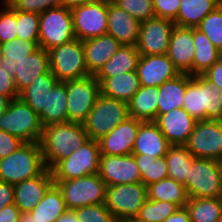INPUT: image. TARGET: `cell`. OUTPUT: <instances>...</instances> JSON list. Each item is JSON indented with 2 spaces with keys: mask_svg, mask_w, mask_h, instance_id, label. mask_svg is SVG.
Returning <instances> with one entry per match:
<instances>
[{
  "mask_svg": "<svg viewBox=\"0 0 222 222\" xmlns=\"http://www.w3.org/2000/svg\"><path fill=\"white\" fill-rule=\"evenodd\" d=\"M88 140V134L81 123L65 122L44 126L39 143L46 168L51 169L61 159L71 156Z\"/></svg>",
  "mask_w": 222,
  "mask_h": 222,
  "instance_id": "cell-1",
  "label": "cell"
},
{
  "mask_svg": "<svg viewBox=\"0 0 222 222\" xmlns=\"http://www.w3.org/2000/svg\"><path fill=\"white\" fill-rule=\"evenodd\" d=\"M183 109L196 121H222V91L202 75L192 76L187 82Z\"/></svg>",
  "mask_w": 222,
  "mask_h": 222,
  "instance_id": "cell-2",
  "label": "cell"
},
{
  "mask_svg": "<svg viewBox=\"0 0 222 222\" xmlns=\"http://www.w3.org/2000/svg\"><path fill=\"white\" fill-rule=\"evenodd\" d=\"M45 169L40 143H24L0 159V180L15 185L40 175Z\"/></svg>",
  "mask_w": 222,
  "mask_h": 222,
  "instance_id": "cell-3",
  "label": "cell"
},
{
  "mask_svg": "<svg viewBox=\"0 0 222 222\" xmlns=\"http://www.w3.org/2000/svg\"><path fill=\"white\" fill-rule=\"evenodd\" d=\"M128 117V103L100 94L82 124L89 139L98 141Z\"/></svg>",
  "mask_w": 222,
  "mask_h": 222,
  "instance_id": "cell-4",
  "label": "cell"
},
{
  "mask_svg": "<svg viewBox=\"0 0 222 222\" xmlns=\"http://www.w3.org/2000/svg\"><path fill=\"white\" fill-rule=\"evenodd\" d=\"M0 130L16 136L24 143H39L43 126L39 115L20 98L13 99L0 116Z\"/></svg>",
  "mask_w": 222,
  "mask_h": 222,
  "instance_id": "cell-5",
  "label": "cell"
},
{
  "mask_svg": "<svg viewBox=\"0 0 222 222\" xmlns=\"http://www.w3.org/2000/svg\"><path fill=\"white\" fill-rule=\"evenodd\" d=\"M184 187L189 198L222 197V170L219 161L194 158Z\"/></svg>",
  "mask_w": 222,
  "mask_h": 222,
  "instance_id": "cell-6",
  "label": "cell"
},
{
  "mask_svg": "<svg viewBox=\"0 0 222 222\" xmlns=\"http://www.w3.org/2000/svg\"><path fill=\"white\" fill-rule=\"evenodd\" d=\"M50 71L59 82L90 76L83 42L77 38L48 50Z\"/></svg>",
  "mask_w": 222,
  "mask_h": 222,
  "instance_id": "cell-7",
  "label": "cell"
},
{
  "mask_svg": "<svg viewBox=\"0 0 222 222\" xmlns=\"http://www.w3.org/2000/svg\"><path fill=\"white\" fill-rule=\"evenodd\" d=\"M100 150L97 140L89 139L71 156L58 161L50 170L54 181L72 180L99 171Z\"/></svg>",
  "mask_w": 222,
  "mask_h": 222,
  "instance_id": "cell-8",
  "label": "cell"
},
{
  "mask_svg": "<svg viewBox=\"0 0 222 222\" xmlns=\"http://www.w3.org/2000/svg\"><path fill=\"white\" fill-rule=\"evenodd\" d=\"M54 183L61 190L67 209L105 203L107 186L98 173Z\"/></svg>",
  "mask_w": 222,
  "mask_h": 222,
  "instance_id": "cell-9",
  "label": "cell"
},
{
  "mask_svg": "<svg viewBox=\"0 0 222 222\" xmlns=\"http://www.w3.org/2000/svg\"><path fill=\"white\" fill-rule=\"evenodd\" d=\"M74 38L71 9L57 7L39 14V47L48 51Z\"/></svg>",
  "mask_w": 222,
  "mask_h": 222,
  "instance_id": "cell-10",
  "label": "cell"
},
{
  "mask_svg": "<svg viewBox=\"0 0 222 222\" xmlns=\"http://www.w3.org/2000/svg\"><path fill=\"white\" fill-rule=\"evenodd\" d=\"M148 199L142 182L106 187L105 205L115 218H135Z\"/></svg>",
  "mask_w": 222,
  "mask_h": 222,
  "instance_id": "cell-11",
  "label": "cell"
},
{
  "mask_svg": "<svg viewBox=\"0 0 222 222\" xmlns=\"http://www.w3.org/2000/svg\"><path fill=\"white\" fill-rule=\"evenodd\" d=\"M64 83L67 91L68 122L82 124L100 95V84L94 75Z\"/></svg>",
  "mask_w": 222,
  "mask_h": 222,
  "instance_id": "cell-12",
  "label": "cell"
},
{
  "mask_svg": "<svg viewBox=\"0 0 222 222\" xmlns=\"http://www.w3.org/2000/svg\"><path fill=\"white\" fill-rule=\"evenodd\" d=\"M185 146L195 158L219 161L222 157V121H197Z\"/></svg>",
  "mask_w": 222,
  "mask_h": 222,
  "instance_id": "cell-13",
  "label": "cell"
},
{
  "mask_svg": "<svg viewBox=\"0 0 222 222\" xmlns=\"http://www.w3.org/2000/svg\"><path fill=\"white\" fill-rule=\"evenodd\" d=\"M73 30L80 41L107 34V0H97L71 9Z\"/></svg>",
  "mask_w": 222,
  "mask_h": 222,
  "instance_id": "cell-14",
  "label": "cell"
},
{
  "mask_svg": "<svg viewBox=\"0 0 222 222\" xmlns=\"http://www.w3.org/2000/svg\"><path fill=\"white\" fill-rule=\"evenodd\" d=\"M175 23L166 18H152L141 22L137 50L140 55H165Z\"/></svg>",
  "mask_w": 222,
  "mask_h": 222,
  "instance_id": "cell-15",
  "label": "cell"
},
{
  "mask_svg": "<svg viewBox=\"0 0 222 222\" xmlns=\"http://www.w3.org/2000/svg\"><path fill=\"white\" fill-rule=\"evenodd\" d=\"M98 174L106 186L141 182V174L133 154L100 155Z\"/></svg>",
  "mask_w": 222,
  "mask_h": 222,
  "instance_id": "cell-16",
  "label": "cell"
},
{
  "mask_svg": "<svg viewBox=\"0 0 222 222\" xmlns=\"http://www.w3.org/2000/svg\"><path fill=\"white\" fill-rule=\"evenodd\" d=\"M143 121L128 117L107 135L98 140L100 155L121 156L132 154L140 124Z\"/></svg>",
  "mask_w": 222,
  "mask_h": 222,
  "instance_id": "cell-17",
  "label": "cell"
},
{
  "mask_svg": "<svg viewBox=\"0 0 222 222\" xmlns=\"http://www.w3.org/2000/svg\"><path fill=\"white\" fill-rule=\"evenodd\" d=\"M136 72L140 86L160 87L164 82L181 74L172 61L165 55H141Z\"/></svg>",
  "mask_w": 222,
  "mask_h": 222,
  "instance_id": "cell-18",
  "label": "cell"
},
{
  "mask_svg": "<svg viewBox=\"0 0 222 222\" xmlns=\"http://www.w3.org/2000/svg\"><path fill=\"white\" fill-rule=\"evenodd\" d=\"M53 184L51 170L46 168L40 175L13 185L15 206L21 213L31 212Z\"/></svg>",
  "mask_w": 222,
  "mask_h": 222,
  "instance_id": "cell-19",
  "label": "cell"
},
{
  "mask_svg": "<svg viewBox=\"0 0 222 222\" xmlns=\"http://www.w3.org/2000/svg\"><path fill=\"white\" fill-rule=\"evenodd\" d=\"M154 122L171 145H185L197 121L185 109L176 108L159 114Z\"/></svg>",
  "mask_w": 222,
  "mask_h": 222,
  "instance_id": "cell-20",
  "label": "cell"
},
{
  "mask_svg": "<svg viewBox=\"0 0 222 222\" xmlns=\"http://www.w3.org/2000/svg\"><path fill=\"white\" fill-rule=\"evenodd\" d=\"M141 22L107 0V34L122 45L136 46Z\"/></svg>",
  "mask_w": 222,
  "mask_h": 222,
  "instance_id": "cell-21",
  "label": "cell"
},
{
  "mask_svg": "<svg viewBox=\"0 0 222 222\" xmlns=\"http://www.w3.org/2000/svg\"><path fill=\"white\" fill-rule=\"evenodd\" d=\"M193 28L175 25L169 42L168 58L180 73H188L193 76Z\"/></svg>",
  "mask_w": 222,
  "mask_h": 222,
  "instance_id": "cell-22",
  "label": "cell"
},
{
  "mask_svg": "<svg viewBox=\"0 0 222 222\" xmlns=\"http://www.w3.org/2000/svg\"><path fill=\"white\" fill-rule=\"evenodd\" d=\"M170 146L158 125L154 121H145L140 124L132 154L157 159L164 157Z\"/></svg>",
  "mask_w": 222,
  "mask_h": 222,
  "instance_id": "cell-23",
  "label": "cell"
},
{
  "mask_svg": "<svg viewBox=\"0 0 222 222\" xmlns=\"http://www.w3.org/2000/svg\"><path fill=\"white\" fill-rule=\"evenodd\" d=\"M83 42L85 63L90 75H96L122 46L113 36L105 34Z\"/></svg>",
  "mask_w": 222,
  "mask_h": 222,
  "instance_id": "cell-24",
  "label": "cell"
},
{
  "mask_svg": "<svg viewBox=\"0 0 222 222\" xmlns=\"http://www.w3.org/2000/svg\"><path fill=\"white\" fill-rule=\"evenodd\" d=\"M49 71L50 63L48 51L39 47L15 68L13 76L18 92L20 93L29 86L39 75Z\"/></svg>",
  "mask_w": 222,
  "mask_h": 222,
  "instance_id": "cell-25",
  "label": "cell"
},
{
  "mask_svg": "<svg viewBox=\"0 0 222 222\" xmlns=\"http://www.w3.org/2000/svg\"><path fill=\"white\" fill-rule=\"evenodd\" d=\"M191 77L188 73H181L172 80L164 82L159 87L157 116L176 108H183L187 82Z\"/></svg>",
  "mask_w": 222,
  "mask_h": 222,
  "instance_id": "cell-26",
  "label": "cell"
},
{
  "mask_svg": "<svg viewBox=\"0 0 222 222\" xmlns=\"http://www.w3.org/2000/svg\"><path fill=\"white\" fill-rule=\"evenodd\" d=\"M100 94L128 103L139 90L140 82L136 71L107 77L100 83Z\"/></svg>",
  "mask_w": 222,
  "mask_h": 222,
  "instance_id": "cell-27",
  "label": "cell"
},
{
  "mask_svg": "<svg viewBox=\"0 0 222 222\" xmlns=\"http://www.w3.org/2000/svg\"><path fill=\"white\" fill-rule=\"evenodd\" d=\"M140 56L136 46L122 45L95 75L96 80L100 83L107 77L136 71Z\"/></svg>",
  "mask_w": 222,
  "mask_h": 222,
  "instance_id": "cell-28",
  "label": "cell"
},
{
  "mask_svg": "<svg viewBox=\"0 0 222 222\" xmlns=\"http://www.w3.org/2000/svg\"><path fill=\"white\" fill-rule=\"evenodd\" d=\"M159 87L140 86L139 90L128 102L129 117L145 121H155L157 118V101Z\"/></svg>",
  "mask_w": 222,
  "mask_h": 222,
  "instance_id": "cell-29",
  "label": "cell"
},
{
  "mask_svg": "<svg viewBox=\"0 0 222 222\" xmlns=\"http://www.w3.org/2000/svg\"><path fill=\"white\" fill-rule=\"evenodd\" d=\"M44 127L54 123L68 122L67 91L64 82H58L47 94L46 108L39 114Z\"/></svg>",
  "mask_w": 222,
  "mask_h": 222,
  "instance_id": "cell-30",
  "label": "cell"
},
{
  "mask_svg": "<svg viewBox=\"0 0 222 222\" xmlns=\"http://www.w3.org/2000/svg\"><path fill=\"white\" fill-rule=\"evenodd\" d=\"M51 71L39 75L20 92L19 98L38 115L46 108L47 94L58 83Z\"/></svg>",
  "mask_w": 222,
  "mask_h": 222,
  "instance_id": "cell-31",
  "label": "cell"
},
{
  "mask_svg": "<svg viewBox=\"0 0 222 222\" xmlns=\"http://www.w3.org/2000/svg\"><path fill=\"white\" fill-rule=\"evenodd\" d=\"M193 44V76H200L220 59V51L198 28H193Z\"/></svg>",
  "mask_w": 222,
  "mask_h": 222,
  "instance_id": "cell-32",
  "label": "cell"
},
{
  "mask_svg": "<svg viewBox=\"0 0 222 222\" xmlns=\"http://www.w3.org/2000/svg\"><path fill=\"white\" fill-rule=\"evenodd\" d=\"M217 6V0H181L173 22L180 27L197 28L204 17Z\"/></svg>",
  "mask_w": 222,
  "mask_h": 222,
  "instance_id": "cell-33",
  "label": "cell"
},
{
  "mask_svg": "<svg viewBox=\"0 0 222 222\" xmlns=\"http://www.w3.org/2000/svg\"><path fill=\"white\" fill-rule=\"evenodd\" d=\"M66 210L62 192L54 183L31 213L34 222H55Z\"/></svg>",
  "mask_w": 222,
  "mask_h": 222,
  "instance_id": "cell-34",
  "label": "cell"
},
{
  "mask_svg": "<svg viewBox=\"0 0 222 222\" xmlns=\"http://www.w3.org/2000/svg\"><path fill=\"white\" fill-rule=\"evenodd\" d=\"M148 199L171 202L179 208L185 207L188 194L183 184L171 178H165L147 186Z\"/></svg>",
  "mask_w": 222,
  "mask_h": 222,
  "instance_id": "cell-35",
  "label": "cell"
},
{
  "mask_svg": "<svg viewBox=\"0 0 222 222\" xmlns=\"http://www.w3.org/2000/svg\"><path fill=\"white\" fill-rule=\"evenodd\" d=\"M164 158L167 163L168 178L184 185L195 157L185 145H171Z\"/></svg>",
  "mask_w": 222,
  "mask_h": 222,
  "instance_id": "cell-36",
  "label": "cell"
},
{
  "mask_svg": "<svg viewBox=\"0 0 222 222\" xmlns=\"http://www.w3.org/2000/svg\"><path fill=\"white\" fill-rule=\"evenodd\" d=\"M185 207L191 222H220L222 218V197L189 198Z\"/></svg>",
  "mask_w": 222,
  "mask_h": 222,
  "instance_id": "cell-37",
  "label": "cell"
},
{
  "mask_svg": "<svg viewBox=\"0 0 222 222\" xmlns=\"http://www.w3.org/2000/svg\"><path fill=\"white\" fill-rule=\"evenodd\" d=\"M1 45L3 57L0 66H4L12 75L15 68L39 48L38 41H20L18 38L1 43Z\"/></svg>",
  "mask_w": 222,
  "mask_h": 222,
  "instance_id": "cell-38",
  "label": "cell"
},
{
  "mask_svg": "<svg viewBox=\"0 0 222 222\" xmlns=\"http://www.w3.org/2000/svg\"><path fill=\"white\" fill-rule=\"evenodd\" d=\"M141 174V182L149 186L152 183L168 178L167 163L164 157L149 158L147 155H133Z\"/></svg>",
  "mask_w": 222,
  "mask_h": 222,
  "instance_id": "cell-39",
  "label": "cell"
},
{
  "mask_svg": "<svg viewBox=\"0 0 222 222\" xmlns=\"http://www.w3.org/2000/svg\"><path fill=\"white\" fill-rule=\"evenodd\" d=\"M179 207L171 202L147 199L135 217L139 222H163Z\"/></svg>",
  "mask_w": 222,
  "mask_h": 222,
  "instance_id": "cell-40",
  "label": "cell"
},
{
  "mask_svg": "<svg viewBox=\"0 0 222 222\" xmlns=\"http://www.w3.org/2000/svg\"><path fill=\"white\" fill-rule=\"evenodd\" d=\"M220 51L222 49V9L218 6L204 17L197 27Z\"/></svg>",
  "mask_w": 222,
  "mask_h": 222,
  "instance_id": "cell-41",
  "label": "cell"
},
{
  "mask_svg": "<svg viewBox=\"0 0 222 222\" xmlns=\"http://www.w3.org/2000/svg\"><path fill=\"white\" fill-rule=\"evenodd\" d=\"M17 38L20 41H38L39 14L17 10Z\"/></svg>",
  "mask_w": 222,
  "mask_h": 222,
  "instance_id": "cell-42",
  "label": "cell"
},
{
  "mask_svg": "<svg viewBox=\"0 0 222 222\" xmlns=\"http://www.w3.org/2000/svg\"><path fill=\"white\" fill-rule=\"evenodd\" d=\"M111 1L140 22L156 17L153 0H111Z\"/></svg>",
  "mask_w": 222,
  "mask_h": 222,
  "instance_id": "cell-43",
  "label": "cell"
},
{
  "mask_svg": "<svg viewBox=\"0 0 222 222\" xmlns=\"http://www.w3.org/2000/svg\"><path fill=\"white\" fill-rule=\"evenodd\" d=\"M17 38V10L8 4H0V43Z\"/></svg>",
  "mask_w": 222,
  "mask_h": 222,
  "instance_id": "cell-44",
  "label": "cell"
},
{
  "mask_svg": "<svg viewBox=\"0 0 222 222\" xmlns=\"http://www.w3.org/2000/svg\"><path fill=\"white\" fill-rule=\"evenodd\" d=\"M79 222H114L115 217L105 204L83 206L74 209Z\"/></svg>",
  "mask_w": 222,
  "mask_h": 222,
  "instance_id": "cell-45",
  "label": "cell"
},
{
  "mask_svg": "<svg viewBox=\"0 0 222 222\" xmlns=\"http://www.w3.org/2000/svg\"><path fill=\"white\" fill-rule=\"evenodd\" d=\"M7 4L14 10L42 14L47 9L60 7V0H10Z\"/></svg>",
  "mask_w": 222,
  "mask_h": 222,
  "instance_id": "cell-46",
  "label": "cell"
},
{
  "mask_svg": "<svg viewBox=\"0 0 222 222\" xmlns=\"http://www.w3.org/2000/svg\"><path fill=\"white\" fill-rule=\"evenodd\" d=\"M181 0H153L155 16L174 20L177 17Z\"/></svg>",
  "mask_w": 222,
  "mask_h": 222,
  "instance_id": "cell-47",
  "label": "cell"
},
{
  "mask_svg": "<svg viewBox=\"0 0 222 222\" xmlns=\"http://www.w3.org/2000/svg\"><path fill=\"white\" fill-rule=\"evenodd\" d=\"M0 94L9 97L11 100L19 98L14 76L9 71L0 66Z\"/></svg>",
  "mask_w": 222,
  "mask_h": 222,
  "instance_id": "cell-48",
  "label": "cell"
},
{
  "mask_svg": "<svg viewBox=\"0 0 222 222\" xmlns=\"http://www.w3.org/2000/svg\"><path fill=\"white\" fill-rule=\"evenodd\" d=\"M24 144L16 136L8 134L6 131L0 130V159L14 153Z\"/></svg>",
  "mask_w": 222,
  "mask_h": 222,
  "instance_id": "cell-49",
  "label": "cell"
},
{
  "mask_svg": "<svg viewBox=\"0 0 222 222\" xmlns=\"http://www.w3.org/2000/svg\"><path fill=\"white\" fill-rule=\"evenodd\" d=\"M202 76L209 82L218 86L222 91V60L219 59Z\"/></svg>",
  "mask_w": 222,
  "mask_h": 222,
  "instance_id": "cell-50",
  "label": "cell"
},
{
  "mask_svg": "<svg viewBox=\"0 0 222 222\" xmlns=\"http://www.w3.org/2000/svg\"><path fill=\"white\" fill-rule=\"evenodd\" d=\"M14 203V187L0 180V210Z\"/></svg>",
  "mask_w": 222,
  "mask_h": 222,
  "instance_id": "cell-51",
  "label": "cell"
},
{
  "mask_svg": "<svg viewBox=\"0 0 222 222\" xmlns=\"http://www.w3.org/2000/svg\"><path fill=\"white\" fill-rule=\"evenodd\" d=\"M20 213L14 203L7 205L0 210V222H19Z\"/></svg>",
  "mask_w": 222,
  "mask_h": 222,
  "instance_id": "cell-52",
  "label": "cell"
},
{
  "mask_svg": "<svg viewBox=\"0 0 222 222\" xmlns=\"http://www.w3.org/2000/svg\"><path fill=\"white\" fill-rule=\"evenodd\" d=\"M163 222H191V220L186 207H181L178 208L174 214L170 215Z\"/></svg>",
  "mask_w": 222,
  "mask_h": 222,
  "instance_id": "cell-53",
  "label": "cell"
},
{
  "mask_svg": "<svg viewBox=\"0 0 222 222\" xmlns=\"http://www.w3.org/2000/svg\"><path fill=\"white\" fill-rule=\"evenodd\" d=\"M97 0H60V7L73 9L83 4H87L89 2H93Z\"/></svg>",
  "mask_w": 222,
  "mask_h": 222,
  "instance_id": "cell-54",
  "label": "cell"
},
{
  "mask_svg": "<svg viewBox=\"0 0 222 222\" xmlns=\"http://www.w3.org/2000/svg\"><path fill=\"white\" fill-rule=\"evenodd\" d=\"M55 222H79L74 210L67 209Z\"/></svg>",
  "mask_w": 222,
  "mask_h": 222,
  "instance_id": "cell-55",
  "label": "cell"
},
{
  "mask_svg": "<svg viewBox=\"0 0 222 222\" xmlns=\"http://www.w3.org/2000/svg\"><path fill=\"white\" fill-rule=\"evenodd\" d=\"M10 102L11 99L9 97L0 94V116L7 110Z\"/></svg>",
  "mask_w": 222,
  "mask_h": 222,
  "instance_id": "cell-56",
  "label": "cell"
},
{
  "mask_svg": "<svg viewBox=\"0 0 222 222\" xmlns=\"http://www.w3.org/2000/svg\"><path fill=\"white\" fill-rule=\"evenodd\" d=\"M19 222H34V216L31 212L20 213Z\"/></svg>",
  "mask_w": 222,
  "mask_h": 222,
  "instance_id": "cell-57",
  "label": "cell"
},
{
  "mask_svg": "<svg viewBox=\"0 0 222 222\" xmlns=\"http://www.w3.org/2000/svg\"><path fill=\"white\" fill-rule=\"evenodd\" d=\"M114 222H139L136 218H115Z\"/></svg>",
  "mask_w": 222,
  "mask_h": 222,
  "instance_id": "cell-58",
  "label": "cell"
},
{
  "mask_svg": "<svg viewBox=\"0 0 222 222\" xmlns=\"http://www.w3.org/2000/svg\"><path fill=\"white\" fill-rule=\"evenodd\" d=\"M217 3H218V7H219L220 9H222V0H217Z\"/></svg>",
  "mask_w": 222,
  "mask_h": 222,
  "instance_id": "cell-59",
  "label": "cell"
},
{
  "mask_svg": "<svg viewBox=\"0 0 222 222\" xmlns=\"http://www.w3.org/2000/svg\"><path fill=\"white\" fill-rule=\"evenodd\" d=\"M2 57H3V55H2V45L0 43V61L2 60Z\"/></svg>",
  "mask_w": 222,
  "mask_h": 222,
  "instance_id": "cell-60",
  "label": "cell"
},
{
  "mask_svg": "<svg viewBox=\"0 0 222 222\" xmlns=\"http://www.w3.org/2000/svg\"><path fill=\"white\" fill-rule=\"evenodd\" d=\"M10 0H0V4H7Z\"/></svg>",
  "mask_w": 222,
  "mask_h": 222,
  "instance_id": "cell-61",
  "label": "cell"
},
{
  "mask_svg": "<svg viewBox=\"0 0 222 222\" xmlns=\"http://www.w3.org/2000/svg\"><path fill=\"white\" fill-rule=\"evenodd\" d=\"M219 163H220V167H221V170H222V157H221V159L219 160Z\"/></svg>",
  "mask_w": 222,
  "mask_h": 222,
  "instance_id": "cell-62",
  "label": "cell"
},
{
  "mask_svg": "<svg viewBox=\"0 0 222 222\" xmlns=\"http://www.w3.org/2000/svg\"><path fill=\"white\" fill-rule=\"evenodd\" d=\"M220 59L222 60V49L220 50Z\"/></svg>",
  "mask_w": 222,
  "mask_h": 222,
  "instance_id": "cell-63",
  "label": "cell"
}]
</instances>
